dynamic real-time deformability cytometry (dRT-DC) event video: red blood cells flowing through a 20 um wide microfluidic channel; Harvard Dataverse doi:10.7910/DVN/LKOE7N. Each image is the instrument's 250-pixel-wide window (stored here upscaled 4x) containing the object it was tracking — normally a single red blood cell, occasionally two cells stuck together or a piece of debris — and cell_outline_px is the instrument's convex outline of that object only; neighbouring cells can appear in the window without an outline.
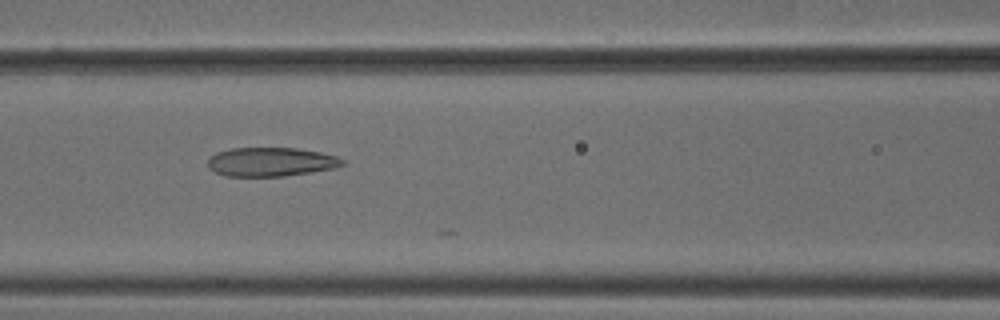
{"species": "common noctule bat (a hibernating species)", "species_latin": "Nyctalus noctula", "temperature_condition": "cold", "stored_images_in_passage": 33, "camera_frame_rate_fps": 3000, "um_per_image_px": 0.085, "animal": {"sex": "male", "body_mass_g": 18.8}, "frame": {"image": 1, "passage_image": 23, "time_ms": 7.333, "image_size_px": [1000, 320], "cell_outline_px": [[344, 164], [336, 168], [284, 176], [224, 176], [208, 168], [208, 160], [216, 152], [232, 148], [296, 148], [320, 152], [336, 156], [344, 160]], "centroid_in_image_um": [23.02, 13.76], "position_along_channel_um": 143.6, "area_um2": 22.66}}
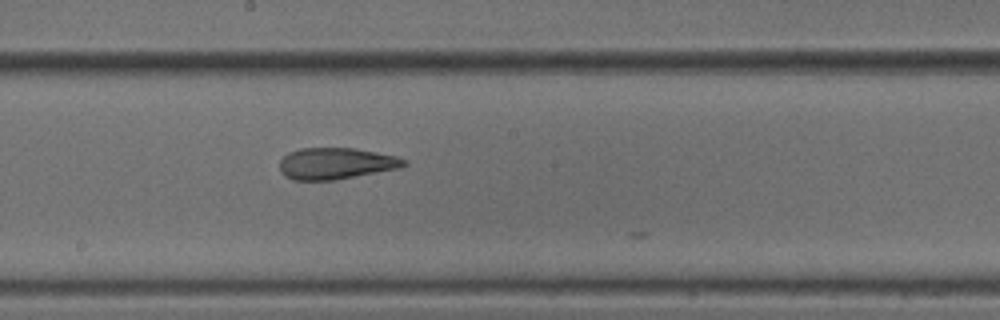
{"frame": {"image": 2, "passage_image": 29, "time_ms": 9.333, "image_size_px": [1000, 320], "cell_outline_px": [[408, 164], [400, 168], [336, 180], [292, 180], [284, 176], [280, 172], [280, 160], [288, 152], [300, 148], [352, 148], [376, 152], [396, 156], [408, 160]], "centroid_in_image_um": [28.55, 13.9], "position_along_channel_um": 219.6, "area_um2": 23.0}}
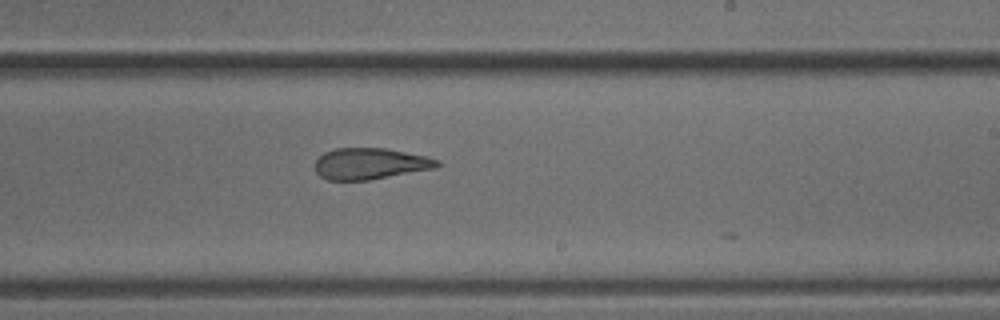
{"frame": {"image": 3, "passage_image": 32, "time_ms": 10.333, "image_size_px": [1000, 320], "cell_outline_px": [[440, 164], [436, 168], [368, 180], [328, 180], [320, 176], [316, 172], [316, 160], [324, 152], [336, 148], [388, 148], [428, 156], [436, 160]], "centroid_in_image_um": [31.47, 13.9], "position_along_channel_um": 257.5, "area_um2": 22.25}}